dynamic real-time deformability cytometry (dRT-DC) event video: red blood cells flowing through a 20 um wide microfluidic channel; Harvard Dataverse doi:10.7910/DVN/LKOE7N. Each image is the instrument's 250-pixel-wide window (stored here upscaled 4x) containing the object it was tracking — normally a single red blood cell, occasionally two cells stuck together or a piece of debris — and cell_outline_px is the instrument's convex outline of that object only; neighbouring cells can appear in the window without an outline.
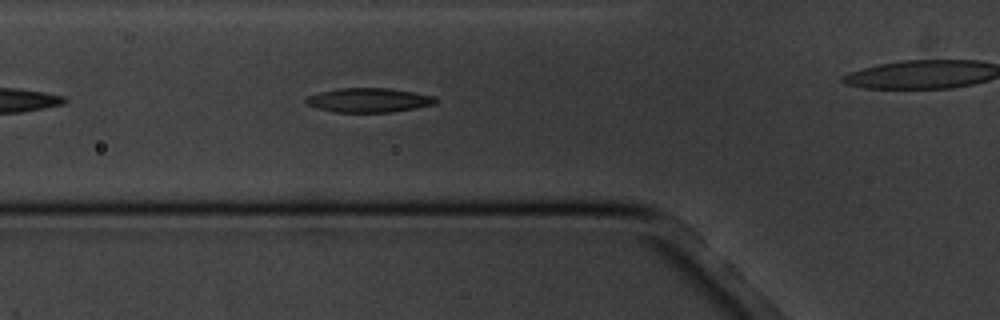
{"species": "common noctule bat (a hibernating species)", "species_latin": "Nyctalus noctula", "temperature_condition": "cold", "stored_images_in_passage": 6, "segment_of_instrument_passage": [1, 2], "camera_frame_rate_fps": 3000, "um_per_image_px": 0.085, "animal": {"sex": "male", "body_mass_g": 20.1, "forearm_length_mm": 53.5}, "frame": {"image": 1, "passage_image": 5, "time_ms": 4.667, "image_size_px": [1000, 320], "cell_outline_px": [[440, 100], [436, 104], [392, 112], [336, 112], [316, 108], [308, 104], [304, 100], [304, 96], [320, 92], [340, 88], [388, 88], [436, 96]], "centroid_in_image_um": [31.35, 8.51], "position_along_channel_um": 94.4, "area_um2": 18.44}}